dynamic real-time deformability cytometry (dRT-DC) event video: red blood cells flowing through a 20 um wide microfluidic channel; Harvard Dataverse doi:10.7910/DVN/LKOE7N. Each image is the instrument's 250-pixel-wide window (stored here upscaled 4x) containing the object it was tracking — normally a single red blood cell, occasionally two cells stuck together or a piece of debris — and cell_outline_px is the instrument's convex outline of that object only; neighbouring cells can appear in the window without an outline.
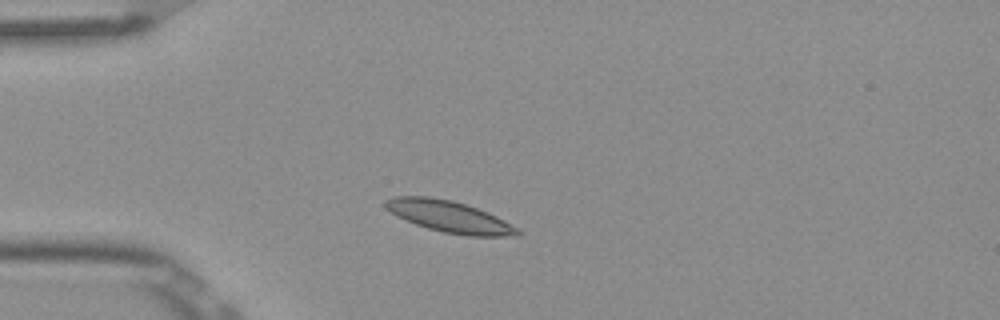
{"species": "Egyptian fruit bat (a non-hibernating species)", "species_latin": "Rousettus aegyptiacus", "temperature_condition": "room temperature", "stored_images_in_passage": 5, "camera_frame_rate_fps": 3000, "um_per_image_px": 0.085, "frame": {"image": 1, "passage_image": 2, "time_ms": 0.333, "image_size_px": [1000, 320], "cell_outline_px": [[524, 232], [520, 236], [468, 236], [444, 232], [428, 228], [416, 224], [396, 216], [384, 208], [384, 200], [392, 196], [428, 196], [452, 200], [476, 208], [496, 216], [504, 220]], "centroid_in_image_um": [38.18, 18.41], "position_along_channel_um": 46.8, "area_um2": 24.33}}
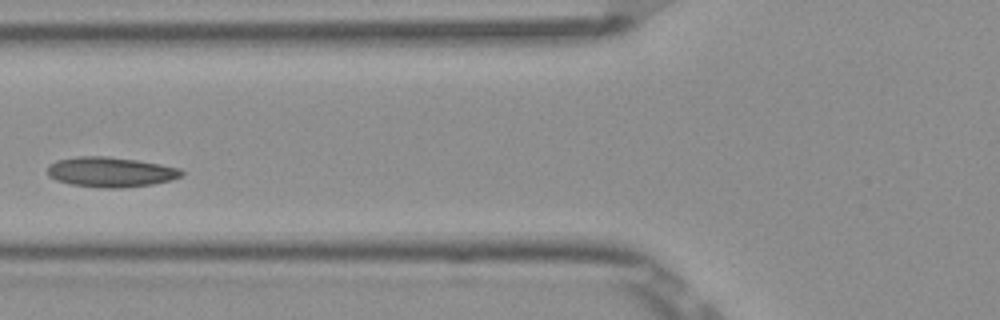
{"frame": {"image": 2, "passage_image": 4, "time_ms": 1.0, "image_size_px": [1000, 320], "cell_outline_px": [[184, 176], [172, 180], [152, 184], [124, 188], [104, 188], [68, 184], [56, 180], [48, 176], [48, 164], [56, 160], [76, 156], [108, 156], [136, 160], [160, 164], [180, 168], [184, 172]], "centroid_in_image_um": [9.4, 14.62], "position_along_channel_um": 116.4, "area_um2": 23.76}}
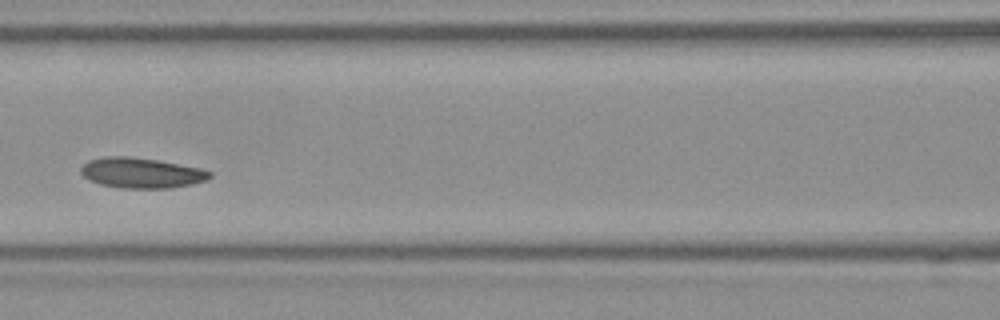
{"frame": {"image": 3, "passage_image": 5, "time_ms": 1.333, "image_size_px": [1000, 320], "cell_outline_px": [[212, 176], [208, 180], [192, 184], [172, 188], [120, 188], [100, 184], [88, 180], [80, 172], [80, 168], [88, 160], [104, 156], [128, 156], [156, 160], [200, 168], [212, 172]], "centroid_in_image_um": [12.01, 14.7], "position_along_channel_um": 154.6, "area_um2": 22.89}}